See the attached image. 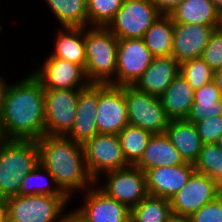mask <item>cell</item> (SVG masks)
Segmentation results:
<instances>
[{"instance_id": "cell-1", "label": "cell", "mask_w": 222, "mask_h": 222, "mask_svg": "<svg viewBox=\"0 0 222 222\" xmlns=\"http://www.w3.org/2000/svg\"><path fill=\"white\" fill-rule=\"evenodd\" d=\"M0 129L5 139L38 140L45 135V89L33 73L8 84Z\"/></svg>"}, {"instance_id": "cell-2", "label": "cell", "mask_w": 222, "mask_h": 222, "mask_svg": "<svg viewBox=\"0 0 222 222\" xmlns=\"http://www.w3.org/2000/svg\"><path fill=\"white\" fill-rule=\"evenodd\" d=\"M37 141L39 163L54 177L57 187L70 199L72 191H86L96 181L90 175L83 146L67 136L45 134Z\"/></svg>"}, {"instance_id": "cell-3", "label": "cell", "mask_w": 222, "mask_h": 222, "mask_svg": "<svg viewBox=\"0 0 222 222\" xmlns=\"http://www.w3.org/2000/svg\"><path fill=\"white\" fill-rule=\"evenodd\" d=\"M38 164L36 140L3 138L0 141V198L18 195L24 176Z\"/></svg>"}, {"instance_id": "cell-4", "label": "cell", "mask_w": 222, "mask_h": 222, "mask_svg": "<svg viewBox=\"0 0 222 222\" xmlns=\"http://www.w3.org/2000/svg\"><path fill=\"white\" fill-rule=\"evenodd\" d=\"M85 47L88 81L116 86L118 38L107 27H85Z\"/></svg>"}, {"instance_id": "cell-5", "label": "cell", "mask_w": 222, "mask_h": 222, "mask_svg": "<svg viewBox=\"0 0 222 222\" xmlns=\"http://www.w3.org/2000/svg\"><path fill=\"white\" fill-rule=\"evenodd\" d=\"M8 222H61L69 198L52 195H14L5 199Z\"/></svg>"}, {"instance_id": "cell-6", "label": "cell", "mask_w": 222, "mask_h": 222, "mask_svg": "<svg viewBox=\"0 0 222 222\" xmlns=\"http://www.w3.org/2000/svg\"><path fill=\"white\" fill-rule=\"evenodd\" d=\"M129 125L153 134L165 133L171 119L159 97L141 92L133 85H124Z\"/></svg>"}, {"instance_id": "cell-7", "label": "cell", "mask_w": 222, "mask_h": 222, "mask_svg": "<svg viewBox=\"0 0 222 222\" xmlns=\"http://www.w3.org/2000/svg\"><path fill=\"white\" fill-rule=\"evenodd\" d=\"M161 15L150 0H124L106 27L118 39L143 38L148 28Z\"/></svg>"}, {"instance_id": "cell-8", "label": "cell", "mask_w": 222, "mask_h": 222, "mask_svg": "<svg viewBox=\"0 0 222 222\" xmlns=\"http://www.w3.org/2000/svg\"><path fill=\"white\" fill-rule=\"evenodd\" d=\"M82 146L86 167L96 183L101 174L130 166L124 157L118 134L98 133Z\"/></svg>"}, {"instance_id": "cell-9", "label": "cell", "mask_w": 222, "mask_h": 222, "mask_svg": "<svg viewBox=\"0 0 222 222\" xmlns=\"http://www.w3.org/2000/svg\"><path fill=\"white\" fill-rule=\"evenodd\" d=\"M222 194V187L203 173L194 171L187 184L170 200L174 216L190 217Z\"/></svg>"}, {"instance_id": "cell-10", "label": "cell", "mask_w": 222, "mask_h": 222, "mask_svg": "<svg viewBox=\"0 0 222 222\" xmlns=\"http://www.w3.org/2000/svg\"><path fill=\"white\" fill-rule=\"evenodd\" d=\"M81 89H45V134L66 136L74 124Z\"/></svg>"}, {"instance_id": "cell-11", "label": "cell", "mask_w": 222, "mask_h": 222, "mask_svg": "<svg viewBox=\"0 0 222 222\" xmlns=\"http://www.w3.org/2000/svg\"><path fill=\"white\" fill-rule=\"evenodd\" d=\"M106 184L99 188L109 197L125 204L130 210L147 195L146 174L135 165L104 173Z\"/></svg>"}, {"instance_id": "cell-12", "label": "cell", "mask_w": 222, "mask_h": 222, "mask_svg": "<svg viewBox=\"0 0 222 222\" xmlns=\"http://www.w3.org/2000/svg\"><path fill=\"white\" fill-rule=\"evenodd\" d=\"M98 133L119 134L129 125L124 85L98 84V106L96 114Z\"/></svg>"}, {"instance_id": "cell-13", "label": "cell", "mask_w": 222, "mask_h": 222, "mask_svg": "<svg viewBox=\"0 0 222 222\" xmlns=\"http://www.w3.org/2000/svg\"><path fill=\"white\" fill-rule=\"evenodd\" d=\"M153 58L143 38L118 39L116 86L133 85Z\"/></svg>"}, {"instance_id": "cell-14", "label": "cell", "mask_w": 222, "mask_h": 222, "mask_svg": "<svg viewBox=\"0 0 222 222\" xmlns=\"http://www.w3.org/2000/svg\"><path fill=\"white\" fill-rule=\"evenodd\" d=\"M33 74L44 89H83L90 84L81 65L51 55Z\"/></svg>"}, {"instance_id": "cell-15", "label": "cell", "mask_w": 222, "mask_h": 222, "mask_svg": "<svg viewBox=\"0 0 222 222\" xmlns=\"http://www.w3.org/2000/svg\"><path fill=\"white\" fill-rule=\"evenodd\" d=\"M93 186L85 191L83 206L73 210L84 222H130L131 210L125 204Z\"/></svg>"}, {"instance_id": "cell-16", "label": "cell", "mask_w": 222, "mask_h": 222, "mask_svg": "<svg viewBox=\"0 0 222 222\" xmlns=\"http://www.w3.org/2000/svg\"><path fill=\"white\" fill-rule=\"evenodd\" d=\"M195 171L192 163L151 168L145 172L149 195L171 200Z\"/></svg>"}, {"instance_id": "cell-17", "label": "cell", "mask_w": 222, "mask_h": 222, "mask_svg": "<svg viewBox=\"0 0 222 222\" xmlns=\"http://www.w3.org/2000/svg\"><path fill=\"white\" fill-rule=\"evenodd\" d=\"M214 30L213 26L174 23L171 56L180 64L201 57Z\"/></svg>"}, {"instance_id": "cell-18", "label": "cell", "mask_w": 222, "mask_h": 222, "mask_svg": "<svg viewBox=\"0 0 222 222\" xmlns=\"http://www.w3.org/2000/svg\"><path fill=\"white\" fill-rule=\"evenodd\" d=\"M98 106V84L90 83L79 91L76 116L71 131L66 135L83 145L98 134L96 114Z\"/></svg>"}, {"instance_id": "cell-19", "label": "cell", "mask_w": 222, "mask_h": 222, "mask_svg": "<svg viewBox=\"0 0 222 222\" xmlns=\"http://www.w3.org/2000/svg\"><path fill=\"white\" fill-rule=\"evenodd\" d=\"M180 74V63L172 56L155 57L133 86L141 92L160 97Z\"/></svg>"}, {"instance_id": "cell-20", "label": "cell", "mask_w": 222, "mask_h": 222, "mask_svg": "<svg viewBox=\"0 0 222 222\" xmlns=\"http://www.w3.org/2000/svg\"><path fill=\"white\" fill-rule=\"evenodd\" d=\"M221 11L211 0H183L169 16L174 23L221 27Z\"/></svg>"}, {"instance_id": "cell-21", "label": "cell", "mask_w": 222, "mask_h": 222, "mask_svg": "<svg viewBox=\"0 0 222 222\" xmlns=\"http://www.w3.org/2000/svg\"><path fill=\"white\" fill-rule=\"evenodd\" d=\"M179 151L172 145L165 133L153 134L146 146L143 156L135 164L136 167L146 172L151 168L162 166H176L184 164Z\"/></svg>"}, {"instance_id": "cell-22", "label": "cell", "mask_w": 222, "mask_h": 222, "mask_svg": "<svg viewBox=\"0 0 222 222\" xmlns=\"http://www.w3.org/2000/svg\"><path fill=\"white\" fill-rule=\"evenodd\" d=\"M165 134L184 161L194 164L203 146L195 124L185 119L171 120Z\"/></svg>"}, {"instance_id": "cell-23", "label": "cell", "mask_w": 222, "mask_h": 222, "mask_svg": "<svg viewBox=\"0 0 222 222\" xmlns=\"http://www.w3.org/2000/svg\"><path fill=\"white\" fill-rule=\"evenodd\" d=\"M195 90L179 74L159 97L171 120L186 119L194 103Z\"/></svg>"}, {"instance_id": "cell-24", "label": "cell", "mask_w": 222, "mask_h": 222, "mask_svg": "<svg viewBox=\"0 0 222 222\" xmlns=\"http://www.w3.org/2000/svg\"><path fill=\"white\" fill-rule=\"evenodd\" d=\"M52 57L65 59L71 63L86 66L85 28L63 27L57 32Z\"/></svg>"}, {"instance_id": "cell-25", "label": "cell", "mask_w": 222, "mask_h": 222, "mask_svg": "<svg viewBox=\"0 0 222 222\" xmlns=\"http://www.w3.org/2000/svg\"><path fill=\"white\" fill-rule=\"evenodd\" d=\"M194 103L185 120L191 123L222 115V94L216 83L211 81L194 92Z\"/></svg>"}, {"instance_id": "cell-26", "label": "cell", "mask_w": 222, "mask_h": 222, "mask_svg": "<svg viewBox=\"0 0 222 222\" xmlns=\"http://www.w3.org/2000/svg\"><path fill=\"white\" fill-rule=\"evenodd\" d=\"M174 22L162 14L145 32L143 40L153 57L172 55Z\"/></svg>"}, {"instance_id": "cell-27", "label": "cell", "mask_w": 222, "mask_h": 222, "mask_svg": "<svg viewBox=\"0 0 222 222\" xmlns=\"http://www.w3.org/2000/svg\"><path fill=\"white\" fill-rule=\"evenodd\" d=\"M63 27H87V0H45Z\"/></svg>"}, {"instance_id": "cell-28", "label": "cell", "mask_w": 222, "mask_h": 222, "mask_svg": "<svg viewBox=\"0 0 222 222\" xmlns=\"http://www.w3.org/2000/svg\"><path fill=\"white\" fill-rule=\"evenodd\" d=\"M172 216L170 200L148 194L131 209L130 222H168Z\"/></svg>"}, {"instance_id": "cell-29", "label": "cell", "mask_w": 222, "mask_h": 222, "mask_svg": "<svg viewBox=\"0 0 222 222\" xmlns=\"http://www.w3.org/2000/svg\"><path fill=\"white\" fill-rule=\"evenodd\" d=\"M48 181H52V182L50 183ZM51 184H53L54 186L50 187ZM18 195L20 196H28V195L66 196L60 190V188L57 187L54 177L40 163L30 173L24 176V180L22 181L20 185V190H19Z\"/></svg>"}, {"instance_id": "cell-30", "label": "cell", "mask_w": 222, "mask_h": 222, "mask_svg": "<svg viewBox=\"0 0 222 222\" xmlns=\"http://www.w3.org/2000/svg\"><path fill=\"white\" fill-rule=\"evenodd\" d=\"M152 134L140 127L127 125L118 134L125 159L135 165L143 156Z\"/></svg>"}, {"instance_id": "cell-31", "label": "cell", "mask_w": 222, "mask_h": 222, "mask_svg": "<svg viewBox=\"0 0 222 222\" xmlns=\"http://www.w3.org/2000/svg\"><path fill=\"white\" fill-rule=\"evenodd\" d=\"M193 166L195 171L207 175L222 187V151L217 144H203Z\"/></svg>"}, {"instance_id": "cell-32", "label": "cell", "mask_w": 222, "mask_h": 222, "mask_svg": "<svg viewBox=\"0 0 222 222\" xmlns=\"http://www.w3.org/2000/svg\"><path fill=\"white\" fill-rule=\"evenodd\" d=\"M180 74L194 90L213 81L214 78V70L201 57L182 62Z\"/></svg>"}, {"instance_id": "cell-33", "label": "cell", "mask_w": 222, "mask_h": 222, "mask_svg": "<svg viewBox=\"0 0 222 222\" xmlns=\"http://www.w3.org/2000/svg\"><path fill=\"white\" fill-rule=\"evenodd\" d=\"M124 0H87L88 26L106 27Z\"/></svg>"}, {"instance_id": "cell-34", "label": "cell", "mask_w": 222, "mask_h": 222, "mask_svg": "<svg viewBox=\"0 0 222 222\" xmlns=\"http://www.w3.org/2000/svg\"><path fill=\"white\" fill-rule=\"evenodd\" d=\"M201 58L214 71L222 69V28L215 29L202 52Z\"/></svg>"}, {"instance_id": "cell-35", "label": "cell", "mask_w": 222, "mask_h": 222, "mask_svg": "<svg viewBox=\"0 0 222 222\" xmlns=\"http://www.w3.org/2000/svg\"><path fill=\"white\" fill-rule=\"evenodd\" d=\"M195 126L203 144H216L222 135V115L196 122Z\"/></svg>"}, {"instance_id": "cell-36", "label": "cell", "mask_w": 222, "mask_h": 222, "mask_svg": "<svg viewBox=\"0 0 222 222\" xmlns=\"http://www.w3.org/2000/svg\"><path fill=\"white\" fill-rule=\"evenodd\" d=\"M191 222H222V194L192 214Z\"/></svg>"}, {"instance_id": "cell-37", "label": "cell", "mask_w": 222, "mask_h": 222, "mask_svg": "<svg viewBox=\"0 0 222 222\" xmlns=\"http://www.w3.org/2000/svg\"><path fill=\"white\" fill-rule=\"evenodd\" d=\"M164 15H169L183 0H150Z\"/></svg>"}, {"instance_id": "cell-38", "label": "cell", "mask_w": 222, "mask_h": 222, "mask_svg": "<svg viewBox=\"0 0 222 222\" xmlns=\"http://www.w3.org/2000/svg\"><path fill=\"white\" fill-rule=\"evenodd\" d=\"M0 222H8V207L4 198H0Z\"/></svg>"}, {"instance_id": "cell-39", "label": "cell", "mask_w": 222, "mask_h": 222, "mask_svg": "<svg viewBox=\"0 0 222 222\" xmlns=\"http://www.w3.org/2000/svg\"><path fill=\"white\" fill-rule=\"evenodd\" d=\"M61 222H84L81 217H79L74 211L65 213V216L63 217Z\"/></svg>"}, {"instance_id": "cell-40", "label": "cell", "mask_w": 222, "mask_h": 222, "mask_svg": "<svg viewBox=\"0 0 222 222\" xmlns=\"http://www.w3.org/2000/svg\"><path fill=\"white\" fill-rule=\"evenodd\" d=\"M6 79L2 78L0 76V111L2 109V106H3V100H4V95H5V92H6V89H7V80L5 81Z\"/></svg>"}, {"instance_id": "cell-41", "label": "cell", "mask_w": 222, "mask_h": 222, "mask_svg": "<svg viewBox=\"0 0 222 222\" xmlns=\"http://www.w3.org/2000/svg\"><path fill=\"white\" fill-rule=\"evenodd\" d=\"M213 81L216 83L219 91L222 94V69L214 71Z\"/></svg>"}, {"instance_id": "cell-42", "label": "cell", "mask_w": 222, "mask_h": 222, "mask_svg": "<svg viewBox=\"0 0 222 222\" xmlns=\"http://www.w3.org/2000/svg\"><path fill=\"white\" fill-rule=\"evenodd\" d=\"M168 222H191L189 217H178V216H172Z\"/></svg>"}, {"instance_id": "cell-43", "label": "cell", "mask_w": 222, "mask_h": 222, "mask_svg": "<svg viewBox=\"0 0 222 222\" xmlns=\"http://www.w3.org/2000/svg\"><path fill=\"white\" fill-rule=\"evenodd\" d=\"M211 1L222 12V0H211Z\"/></svg>"}, {"instance_id": "cell-44", "label": "cell", "mask_w": 222, "mask_h": 222, "mask_svg": "<svg viewBox=\"0 0 222 222\" xmlns=\"http://www.w3.org/2000/svg\"><path fill=\"white\" fill-rule=\"evenodd\" d=\"M216 144L219 146L220 150L222 151V135L220 136Z\"/></svg>"}, {"instance_id": "cell-45", "label": "cell", "mask_w": 222, "mask_h": 222, "mask_svg": "<svg viewBox=\"0 0 222 222\" xmlns=\"http://www.w3.org/2000/svg\"><path fill=\"white\" fill-rule=\"evenodd\" d=\"M3 139L2 133H1V129H0V141Z\"/></svg>"}]
</instances>
